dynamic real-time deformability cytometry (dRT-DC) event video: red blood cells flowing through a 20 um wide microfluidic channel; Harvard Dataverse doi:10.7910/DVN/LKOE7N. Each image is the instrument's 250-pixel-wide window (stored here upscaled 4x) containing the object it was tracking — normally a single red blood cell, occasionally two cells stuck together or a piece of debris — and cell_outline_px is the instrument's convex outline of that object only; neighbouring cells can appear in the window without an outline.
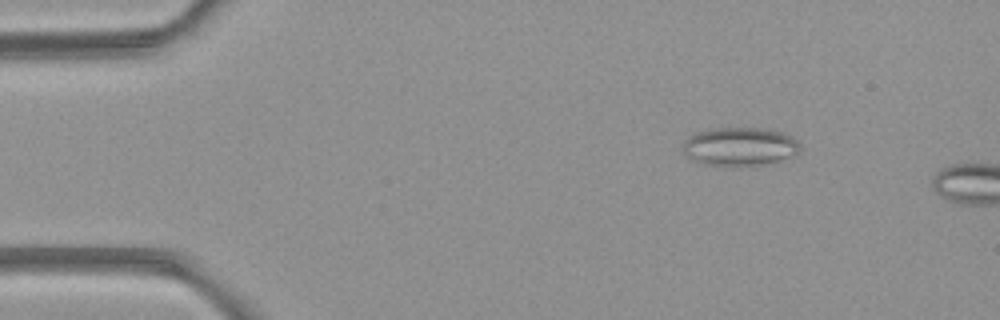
{"species": "common noctule bat (a hibernating species)", "species_latin": "Nyctalus noctula", "temperature_condition": "room temperature", "stored_images_in_passage": 2, "camera_frame_rate_fps": 3000, "um_per_image_px": 0.085, "animal": {"sex": "female", "body_mass_g": 21.9}, "frame": {"image": 1, "passage_image": 1, "time_ms": 0.0, "image_size_px": [1000, 320], "cell_outline_px": [[800, 152], [796, 156], [764, 164], [740, 168], [704, 164], [692, 160], [684, 152], [684, 140], [688, 136], [696, 132], [716, 128], [768, 128], [784, 132], [792, 136], [800, 144]], "centroid_in_image_um": [62.93, 12.47], "position_along_channel_um": 22.1, "area_um2": 26.99}}